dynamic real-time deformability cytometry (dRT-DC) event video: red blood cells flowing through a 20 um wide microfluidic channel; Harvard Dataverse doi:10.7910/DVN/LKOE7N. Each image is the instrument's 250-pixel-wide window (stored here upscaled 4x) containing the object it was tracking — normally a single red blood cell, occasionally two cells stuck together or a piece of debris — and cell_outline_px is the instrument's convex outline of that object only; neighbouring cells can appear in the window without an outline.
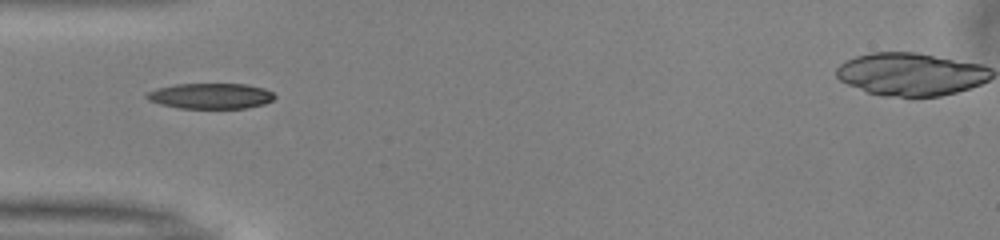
{"species": "common noctule bat (a hibernating species)", "species_latin": "Nyctalus noctula", "temperature_condition": "warm", "stored_images_in_passage": 25, "camera_frame_rate_fps": 3000, "um_per_image_px": 0.085, "animal": {"sex": "male", "body_mass_g": 13.0, "forearm_length_mm": 53.1}, "frame": {"image": 1, "passage_image": 1, "time_ms": 0.0, "image_size_px": [1000, 240], "cell_outline_px": [[276, 96], [272, 100], [264, 104], [248, 108], [180, 108], [160, 104], [148, 100], [144, 96], [148, 92], [156, 88], [176, 84], [248, 84], [264, 88], [272, 92]], "centroid_in_image_um": [17.91, 8.15], "position_along_channel_um": 67.1, "area_um2": 19.13}}
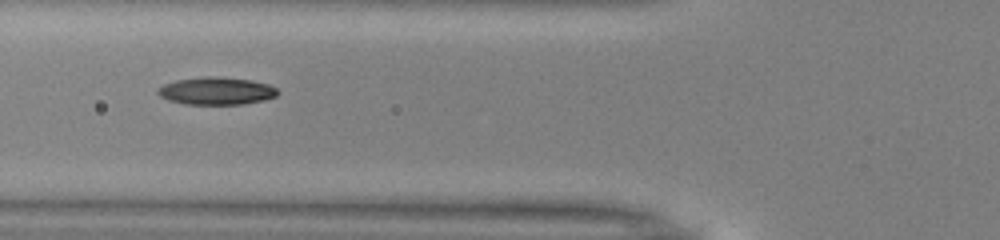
{"frame": {"image": 2, "passage_image": 4, "time_ms": 1.0, "image_size_px": [1000, 240], "cell_outline_px": [[280, 92], [276, 96], [264, 100], [240, 104], [184, 104], [168, 100], [160, 96], [156, 92], [164, 84], [176, 80], [208, 76], [216, 76], [252, 80], [268, 84], [276, 88]], "centroid_in_image_um": [18.41, 7.73], "position_along_channel_um": 107.4, "area_um2": 19.19}, "authors_computed_cell_mechanics": {"area_um2": 18.496, "velocity_mm_per_s": 4.0346, "shape_relaxation_time_tau1_ms": 6.1353, "shape_relaxation_time_tau2_ms": 5.1659, "deformation_change_tau1": 0.1829, "deformation_change_tau2": 0.1174}}